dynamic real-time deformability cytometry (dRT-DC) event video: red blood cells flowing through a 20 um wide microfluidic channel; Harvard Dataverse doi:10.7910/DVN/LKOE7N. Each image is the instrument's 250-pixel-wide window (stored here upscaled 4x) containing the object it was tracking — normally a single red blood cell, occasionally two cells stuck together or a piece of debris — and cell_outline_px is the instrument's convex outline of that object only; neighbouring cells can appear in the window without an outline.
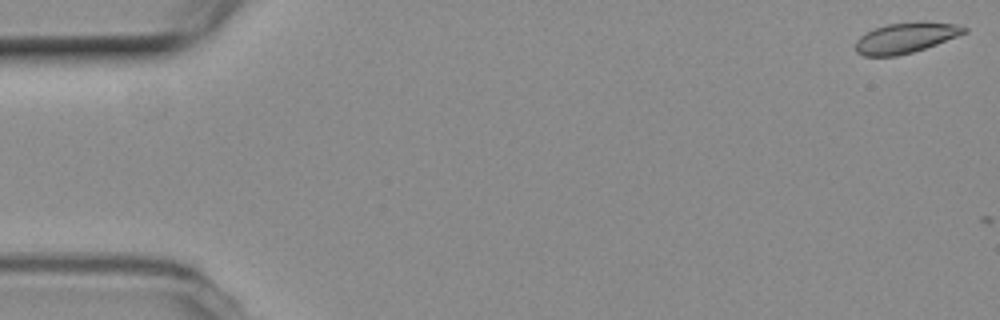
{"species": "common noctule bat (a hibernating species)", "species_latin": "Nyctalus noctula", "temperature_condition": "room temperature", "stored_images_in_passage": 3, "camera_frame_rate_fps": 3000, "um_per_image_px": 0.085, "animal": {"sex": "female", "body_mass_g": 19.3, "forearm_length_mm": 54.1}, "frame": {"image": 1, "passage_image": 1, "time_ms": 0.0, "image_size_px": [1000, 320], "cell_outline_px": [[968, 32], [936, 44], [912, 52], [896, 56], [864, 56], [856, 52], [856, 40], [860, 36], [876, 28], [888, 24], [956, 24], [968, 28]], "centroid_in_image_um": [76.94, 3.26], "position_along_channel_um": 8.1, "area_um2": 18.32}}